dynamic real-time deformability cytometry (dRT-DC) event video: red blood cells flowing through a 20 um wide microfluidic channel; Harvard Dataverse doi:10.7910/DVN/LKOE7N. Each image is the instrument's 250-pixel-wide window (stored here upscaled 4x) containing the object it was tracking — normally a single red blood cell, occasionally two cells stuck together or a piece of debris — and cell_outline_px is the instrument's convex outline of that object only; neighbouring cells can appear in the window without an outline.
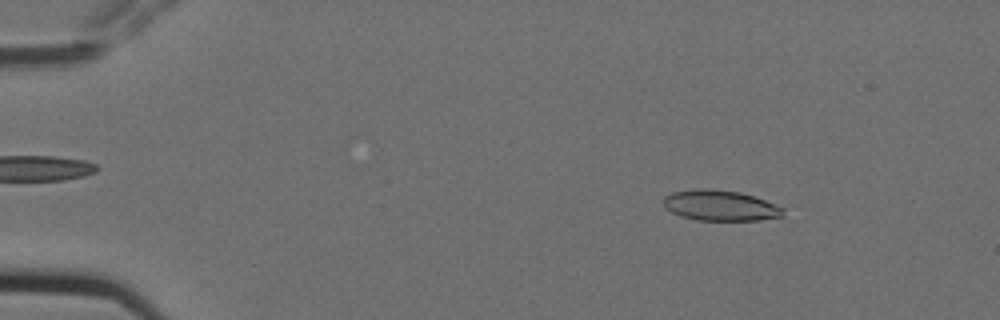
{"species": "Egyptian fruit bat (a non-hibernating species)", "species_latin": "Rousettus aegyptiacus", "temperature_condition": "cold", "stored_images_in_passage": 6, "camera_frame_rate_fps": 3000, "um_per_image_px": 0.085, "animal": {"sex": "female"}, "frame": {"image": 1, "passage_image": 2, "time_ms": 0.333, "image_size_px": [1000, 320], "cell_outline_px": [[788, 216], [760, 220], [696, 220], [680, 216], [664, 208], [664, 196], [672, 192], [696, 188], [708, 188], [740, 192], [764, 200], [784, 208]], "centroid_in_image_um": [61.24, 17.47], "position_along_channel_um": 23.8, "area_um2": 21.56}}
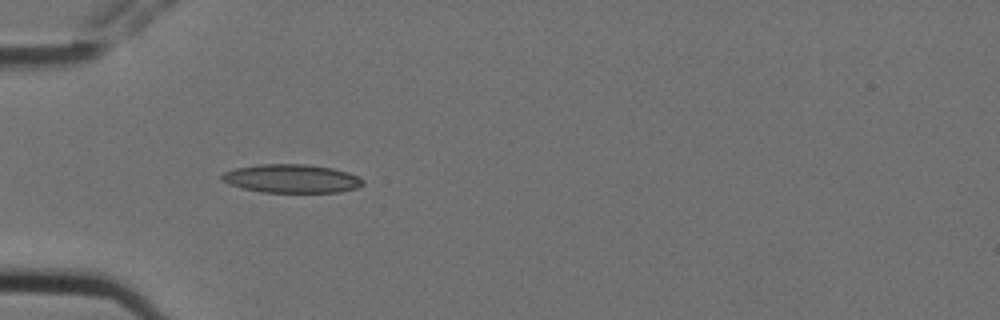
{"frame": {"image": 2, "passage_image": 5, "time_ms": 1.333, "image_size_px": [1000, 320], "cell_outline_px": [[364, 184], [356, 188], [340, 192], [260, 192], [244, 188], [232, 184], [224, 180], [220, 176], [224, 172], [236, 168], [260, 164], [304, 164], [332, 168], [348, 172], [364, 180]], "centroid_in_image_um": [24.82, 15.18], "position_along_channel_um": 60.2, "area_um2": 23.18}}
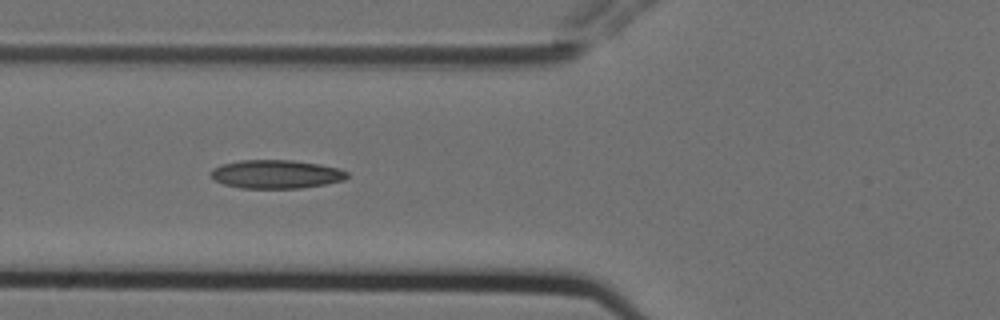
{"frame": {"image": 3, "passage_image": 6, "time_ms": 1.667, "image_size_px": [1000, 320], "cell_outline_px": [[348, 176], [344, 180], [328, 184], [300, 188], [240, 188], [224, 184], [216, 180], [208, 172], [212, 168], [220, 164], [240, 160], [292, 160], [320, 164], [340, 168], [348, 172]], "centroid_in_image_um": [23.48, 14.8], "position_along_channel_um": 102.3, "area_um2": 22.89}}